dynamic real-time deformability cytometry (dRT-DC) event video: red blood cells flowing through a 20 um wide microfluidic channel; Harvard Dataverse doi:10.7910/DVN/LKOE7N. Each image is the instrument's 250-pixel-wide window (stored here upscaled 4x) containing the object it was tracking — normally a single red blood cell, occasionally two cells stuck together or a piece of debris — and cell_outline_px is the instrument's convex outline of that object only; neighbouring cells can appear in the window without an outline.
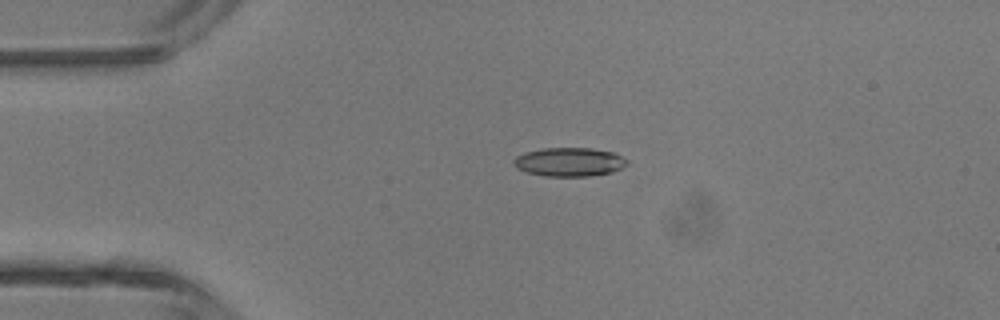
{"species": "common noctule bat (a hibernating species)", "species_latin": "Nyctalus noctula", "temperature_condition": "room temperature", "stored_images_in_passage": 3, "camera_frame_rate_fps": 3000, "um_per_image_px": 0.085, "animal": {"sex": "male", "body_mass_g": 13.3}, "frame": {"image": 1, "passage_image": 1, "time_ms": 0.0, "image_size_px": [1000, 320], "cell_outline_px": [[628, 164], [612, 172], [588, 176], [544, 176], [524, 172], [516, 168], [512, 164], [512, 160], [516, 156], [524, 152], [540, 148], [592, 148], [612, 152], [628, 160]], "centroid_in_image_um": [48.32, 13.76], "position_along_channel_um": 36.7, "area_um2": 19.19}}
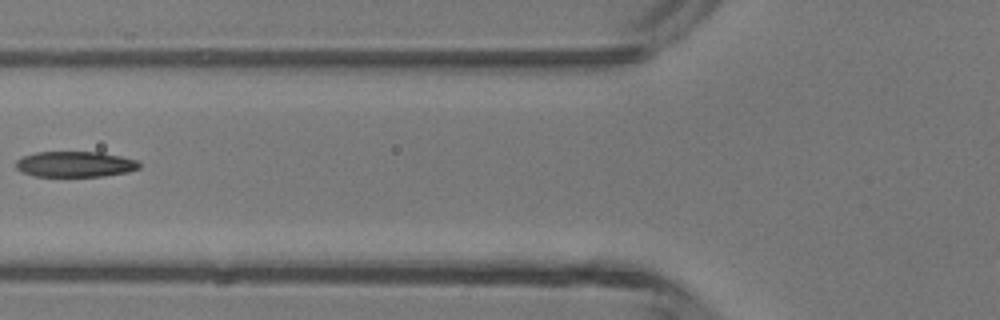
{"frame": {"image": 2, "passage_image": 3, "time_ms": 0.667, "image_size_px": [1000, 320], "cell_outline_px": [[140, 168], [128, 172], [104, 176], [36, 176], [20, 172], [16, 168], [16, 160], [24, 156], [36, 152], [100, 152], [140, 160]], "centroid_in_image_um": [6.41, 13.96], "position_along_channel_um": 119.4, "area_um2": 18.55}}